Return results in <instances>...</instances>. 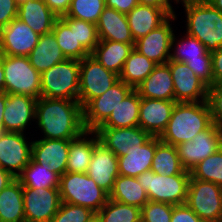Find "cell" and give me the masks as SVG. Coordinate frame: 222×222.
Masks as SVG:
<instances>
[{
    "mask_svg": "<svg viewBox=\"0 0 222 222\" xmlns=\"http://www.w3.org/2000/svg\"><path fill=\"white\" fill-rule=\"evenodd\" d=\"M106 7L113 8L120 13L128 14L136 5L139 0H105Z\"/></svg>",
    "mask_w": 222,
    "mask_h": 222,
    "instance_id": "c3c4849f",
    "label": "cell"
},
{
    "mask_svg": "<svg viewBox=\"0 0 222 222\" xmlns=\"http://www.w3.org/2000/svg\"><path fill=\"white\" fill-rule=\"evenodd\" d=\"M174 14V9H160L154 6L136 5L126 15L134 41L158 28Z\"/></svg>",
    "mask_w": 222,
    "mask_h": 222,
    "instance_id": "603a6c76",
    "label": "cell"
},
{
    "mask_svg": "<svg viewBox=\"0 0 222 222\" xmlns=\"http://www.w3.org/2000/svg\"><path fill=\"white\" fill-rule=\"evenodd\" d=\"M86 173L109 194L113 189L115 179L119 176L118 157L99 142L94 147Z\"/></svg>",
    "mask_w": 222,
    "mask_h": 222,
    "instance_id": "44dd1931",
    "label": "cell"
},
{
    "mask_svg": "<svg viewBox=\"0 0 222 222\" xmlns=\"http://www.w3.org/2000/svg\"><path fill=\"white\" fill-rule=\"evenodd\" d=\"M141 97L136 89H133L113 109L108 119L100 127L129 128L138 126L139 107Z\"/></svg>",
    "mask_w": 222,
    "mask_h": 222,
    "instance_id": "d6a6232c",
    "label": "cell"
},
{
    "mask_svg": "<svg viewBox=\"0 0 222 222\" xmlns=\"http://www.w3.org/2000/svg\"><path fill=\"white\" fill-rule=\"evenodd\" d=\"M190 175L166 176L153 171L143 172L137 177L146 191L148 200L170 205L185 204L187 200Z\"/></svg>",
    "mask_w": 222,
    "mask_h": 222,
    "instance_id": "8992f818",
    "label": "cell"
},
{
    "mask_svg": "<svg viewBox=\"0 0 222 222\" xmlns=\"http://www.w3.org/2000/svg\"><path fill=\"white\" fill-rule=\"evenodd\" d=\"M96 217L99 222H141V208L108 199Z\"/></svg>",
    "mask_w": 222,
    "mask_h": 222,
    "instance_id": "74e56055",
    "label": "cell"
},
{
    "mask_svg": "<svg viewBox=\"0 0 222 222\" xmlns=\"http://www.w3.org/2000/svg\"><path fill=\"white\" fill-rule=\"evenodd\" d=\"M80 60L66 59L41 74V97L78 101Z\"/></svg>",
    "mask_w": 222,
    "mask_h": 222,
    "instance_id": "5b68a950",
    "label": "cell"
},
{
    "mask_svg": "<svg viewBox=\"0 0 222 222\" xmlns=\"http://www.w3.org/2000/svg\"><path fill=\"white\" fill-rule=\"evenodd\" d=\"M222 147V129L212 123L198 133L192 141L176 146L182 167L191 171L199 162L211 156Z\"/></svg>",
    "mask_w": 222,
    "mask_h": 222,
    "instance_id": "8fae6325",
    "label": "cell"
},
{
    "mask_svg": "<svg viewBox=\"0 0 222 222\" xmlns=\"http://www.w3.org/2000/svg\"><path fill=\"white\" fill-rule=\"evenodd\" d=\"M26 222H51L61 204L59 188L23 187Z\"/></svg>",
    "mask_w": 222,
    "mask_h": 222,
    "instance_id": "4fadbf2b",
    "label": "cell"
},
{
    "mask_svg": "<svg viewBox=\"0 0 222 222\" xmlns=\"http://www.w3.org/2000/svg\"><path fill=\"white\" fill-rule=\"evenodd\" d=\"M35 120L44 139L71 140L86 131L79 101L40 97L36 101Z\"/></svg>",
    "mask_w": 222,
    "mask_h": 222,
    "instance_id": "6da1fadb",
    "label": "cell"
},
{
    "mask_svg": "<svg viewBox=\"0 0 222 222\" xmlns=\"http://www.w3.org/2000/svg\"><path fill=\"white\" fill-rule=\"evenodd\" d=\"M207 102L210 107L212 122L222 129V83L208 88Z\"/></svg>",
    "mask_w": 222,
    "mask_h": 222,
    "instance_id": "ee69618b",
    "label": "cell"
},
{
    "mask_svg": "<svg viewBox=\"0 0 222 222\" xmlns=\"http://www.w3.org/2000/svg\"><path fill=\"white\" fill-rule=\"evenodd\" d=\"M109 199L142 208L149 200L137 177L119 175L114 182Z\"/></svg>",
    "mask_w": 222,
    "mask_h": 222,
    "instance_id": "e575fe53",
    "label": "cell"
},
{
    "mask_svg": "<svg viewBox=\"0 0 222 222\" xmlns=\"http://www.w3.org/2000/svg\"><path fill=\"white\" fill-rule=\"evenodd\" d=\"M190 176L222 187V147L194 166L190 171Z\"/></svg>",
    "mask_w": 222,
    "mask_h": 222,
    "instance_id": "f35d334b",
    "label": "cell"
},
{
    "mask_svg": "<svg viewBox=\"0 0 222 222\" xmlns=\"http://www.w3.org/2000/svg\"><path fill=\"white\" fill-rule=\"evenodd\" d=\"M156 150V136H152L142 146L129 149L125 155L118 157V173L123 176L138 177L151 170Z\"/></svg>",
    "mask_w": 222,
    "mask_h": 222,
    "instance_id": "cb8c5ba5",
    "label": "cell"
},
{
    "mask_svg": "<svg viewBox=\"0 0 222 222\" xmlns=\"http://www.w3.org/2000/svg\"><path fill=\"white\" fill-rule=\"evenodd\" d=\"M17 5L21 4V3H24L26 0H15Z\"/></svg>",
    "mask_w": 222,
    "mask_h": 222,
    "instance_id": "6f0895ef",
    "label": "cell"
},
{
    "mask_svg": "<svg viewBox=\"0 0 222 222\" xmlns=\"http://www.w3.org/2000/svg\"><path fill=\"white\" fill-rule=\"evenodd\" d=\"M5 129L3 128V126H0V138L4 135L5 133Z\"/></svg>",
    "mask_w": 222,
    "mask_h": 222,
    "instance_id": "9f6ffc18",
    "label": "cell"
},
{
    "mask_svg": "<svg viewBox=\"0 0 222 222\" xmlns=\"http://www.w3.org/2000/svg\"><path fill=\"white\" fill-rule=\"evenodd\" d=\"M213 84L222 83V47L211 52Z\"/></svg>",
    "mask_w": 222,
    "mask_h": 222,
    "instance_id": "7dc6e473",
    "label": "cell"
},
{
    "mask_svg": "<svg viewBox=\"0 0 222 222\" xmlns=\"http://www.w3.org/2000/svg\"><path fill=\"white\" fill-rule=\"evenodd\" d=\"M40 35L18 18L0 30V51L7 56H25L38 44Z\"/></svg>",
    "mask_w": 222,
    "mask_h": 222,
    "instance_id": "e0dca14e",
    "label": "cell"
},
{
    "mask_svg": "<svg viewBox=\"0 0 222 222\" xmlns=\"http://www.w3.org/2000/svg\"><path fill=\"white\" fill-rule=\"evenodd\" d=\"M105 7V0H71L70 7L64 16L96 25Z\"/></svg>",
    "mask_w": 222,
    "mask_h": 222,
    "instance_id": "ab89813d",
    "label": "cell"
},
{
    "mask_svg": "<svg viewBox=\"0 0 222 222\" xmlns=\"http://www.w3.org/2000/svg\"><path fill=\"white\" fill-rule=\"evenodd\" d=\"M119 75L106 69L91 55L80 60V84L78 101L84 108L92 99L101 96Z\"/></svg>",
    "mask_w": 222,
    "mask_h": 222,
    "instance_id": "30bf717a",
    "label": "cell"
},
{
    "mask_svg": "<svg viewBox=\"0 0 222 222\" xmlns=\"http://www.w3.org/2000/svg\"><path fill=\"white\" fill-rule=\"evenodd\" d=\"M37 99L21 94H7L3 113V128L6 132L24 133L35 119ZM25 130V131H24Z\"/></svg>",
    "mask_w": 222,
    "mask_h": 222,
    "instance_id": "ffe728a7",
    "label": "cell"
},
{
    "mask_svg": "<svg viewBox=\"0 0 222 222\" xmlns=\"http://www.w3.org/2000/svg\"><path fill=\"white\" fill-rule=\"evenodd\" d=\"M133 90L122 80L115 82L101 96L92 99L83 108V123L86 130H97L110 116L113 109Z\"/></svg>",
    "mask_w": 222,
    "mask_h": 222,
    "instance_id": "7c38bea8",
    "label": "cell"
},
{
    "mask_svg": "<svg viewBox=\"0 0 222 222\" xmlns=\"http://www.w3.org/2000/svg\"><path fill=\"white\" fill-rule=\"evenodd\" d=\"M5 92L38 99L41 97V74L28 57L3 55Z\"/></svg>",
    "mask_w": 222,
    "mask_h": 222,
    "instance_id": "52a82bcc",
    "label": "cell"
},
{
    "mask_svg": "<svg viewBox=\"0 0 222 222\" xmlns=\"http://www.w3.org/2000/svg\"><path fill=\"white\" fill-rule=\"evenodd\" d=\"M32 144L24 133L5 132L0 138V166L15 178L29 164L32 156Z\"/></svg>",
    "mask_w": 222,
    "mask_h": 222,
    "instance_id": "5bb4252c",
    "label": "cell"
},
{
    "mask_svg": "<svg viewBox=\"0 0 222 222\" xmlns=\"http://www.w3.org/2000/svg\"><path fill=\"white\" fill-rule=\"evenodd\" d=\"M28 58L31 65L40 74L67 59L58 46L53 32L40 35L38 44L33 48Z\"/></svg>",
    "mask_w": 222,
    "mask_h": 222,
    "instance_id": "f546056e",
    "label": "cell"
},
{
    "mask_svg": "<svg viewBox=\"0 0 222 222\" xmlns=\"http://www.w3.org/2000/svg\"><path fill=\"white\" fill-rule=\"evenodd\" d=\"M0 222H26L23 186L17 179L0 192Z\"/></svg>",
    "mask_w": 222,
    "mask_h": 222,
    "instance_id": "1f68e13d",
    "label": "cell"
},
{
    "mask_svg": "<svg viewBox=\"0 0 222 222\" xmlns=\"http://www.w3.org/2000/svg\"><path fill=\"white\" fill-rule=\"evenodd\" d=\"M89 222H99L98 218L95 216L92 220H90Z\"/></svg>",
    "mask_w": 222,
    "mask_h": 222,
    "instance_id": "680465c9",
    "label": "cell"
},
{
    "mask_svg": "<svg viewBox=\"0 0 222 222\" xmlns=\"http://www.w3.org/2000/svg\"><path fill=\"white\" fill-rule=\"evenodd\" d=\"M156 65L152 60L133 49L125 60L119 79L133 89H136L153 71Z\"/></svg>",
    "mask_w": 222,
    "mask_h": 222,
    "instance_id": "8d00e7d4",
    "label": "cell"
},
{
    "mask_svg": "<svg viewBox=\"0 0 222 222\" xmlns=\"http://www.w3.org/2000/svg\"><path fill=\"white\" fill-rule=\"evenodd\" d=\"M52 32L58 46L67 59L82 60L90 54L82 47L74 33V18L60 16L54 24Z\"/></svg>",
    "mask_w": 222,
    "mask_h": 222,
    "instance_id": "4dcf8cb0",
    "label": "cell"
},
{
    "mask_svg": "<svg viewBox=\"0 0 222 222\" xmlns=\"http://www.w3.org/2000/svg\"><path fill=\"white\" fill-rule=\"evenodd\" d=\"M15 179L16 178L11 173L0 168V192Z\"/></svg>",
    "mask_w": 222,
    "mask_h": 222,
    "instance_id": "816d5d0a",
    "label": "cell"
},
{
    "mask_svg": "<svg viewBox=\"0 0 222 222\" xmlns=\"http://www.w3.org/2000/svg\"><path fill=\"white\" fill-rule=\"evenodd\" d=\"M175 104V100L141 98L138 126L151 136L160 137L168 125Z\"/></svg>",
    "mask_w": 222,
    "mask_h": 222,
    "instance_id": "d6986e66",
    "label": "cell"
},
{
    "mask_svg": "<svg viewBox=\"0 0 222 222\" xmlns=\"http://www.w3.org/2000/svg\"><path fill=\"white\" fill-rule=\"evenodd\" d=\"M182 37L178 40L174 34L171 46V51L174 52L171 53L170 60L186 63L208 87L212 86L211 52L197 38L188 34Z\"/></svg>",
    "mask_w": 222,
    "mask_h": 222,
    "instance_id": "ba28073f",
    "label": "cell"
},
{
    "mask_svg": "<svg viewBox=\"0 0 222 222\" xmlns=\"http://www.w3.org/2000/svg\"><path fill=\"white\" fill-rule=\"evenodd\" d=\"M58 16L65 15L70 7L71 0H43Z\"/></svg>",
    "mask_w": 222,
    "mask_h": 222,
    "instance_id": "681fc988",
    "label": "cell"
},
{
    "mask_svg": "<svg viewBox=\"0 0 222 222\" xmlns=\"http://www.w3.org/2000/svg\"><path fill=\"white\" fill-rule=\"evenodd\" d=\"M136 90L141 98L175 100L169 65L167 63L157 64Z\"/></svg>",
    "mask_w": 222,
    "mask_h": 222,
    "instance_id": "484cf974",
    "label": "cell"
},
{
    "mask_svg": "<svg viewBox=\"0 0 222 222\" xmlns=\"http://www.w3.org/2000/svg\"><path fill=\"white\" fill-rule=\"evenodd\" d=\"M61 202L80 205L97 213L108 201L109 194L87 173L66 172L60 176Z\"/></svg>",
    "mask_w": 222,
    "mask_h": 222,
    "instance_id": "277c9868",
    "label": "cell"
},
{
    "mask_svg": "<svg viewBox=\"0 0 222 222\" xmlns=\"http://www.w3.org/2000/svg\"><path fill=\"white\" fill-rule=\"evenodd\" d=\"M95 216L96 213L89 208L61 202L51 222H89Z\"/></svg>",
    "mask_w": 222,
    "mask_h": 222,
    "instance_id": "60d3db41",
    "label": "cell"
},
{
    "mask_svg": "<svg viewBox=\"0 0 222 222\" xmlns=\"http://www.w3.org/2000/svg\"><path fill=\"white\" fill-rule=\"evenodd\" d=\"M135 43H122L110 40H99V43L90 54L106 69L120 75L125 60L134 49Z\"/></svg>",
    "mask_w": 222,
    "mask_h": 222,
    "instance_id": "f1b7e54d",
    "label": "cell"
},
{
    "mask_svg": "<svg viewBox=\"0 0 222 222\" xmlns=\"http://www.w3.org/2000/svg\"><path fill=\"white\" fill-rule=\"evenodd\" d=\"M222 13V0H206Z\"/></svg>",
    "mask_w": 222,
    "mask_h": 222,
    "instance_id": "11a10c76",
    "label": "cell"
},
{
    "mask_svg": "<svg viewBox=\"0 0 222 222\" xmlns=\"http://www.w3.org/2000/svg\"><path fill=\"white\" fill-rule=\"evenodd\" d=\"M99 142L96 131L90 130H86L80 136L71 139L66 172L86 173L91 162L94 147Z\"/></svg>",
    "mask_w": 222,
    "mask_h": 222,
    "instance_id": "83f0119b",
    "label": "cell"
},
{
    "mask_svg": "<svg viewBox=\"0 0 222 222\" xmlns=\"http://www.w3.org/2000/svg\"><path fill=\"white\" fill-rule=\"evenodd\" d=\"M17 18L39 35L50 33L59 18L43 0H26L18 5Z\"/></svg>",
    "mask_w": 222,
    "mask_h": 222,
    "instance_id": "d4e9b609",
    "label": "cell"
},
{
    "mask_svg": "<svg viewBox=\"0 0 222 222\" xmlns=\"http://www.w3.org/2000/svg\"><path fill=\"white\" fill-rule=\"evenodd\" d=\"M212 123L207 101L176 102L168 125L159 138L164 143L178 146L192 141L198 133L206 130Z\"/></svg>",
    "mask_w": 222,
    "mask_h": 222,
    "instance_id": "7a4b0ae2",
    "label": "cell"
},
{
    "mask_svg": "<svg viewBox=\"0 0 222 222\" xmlns=\"http://www.w3.org/2000/svg\"><path fill=\"white\" fill-rule=\"evenodd\" d=\"M177 15L170 16L158 28L135 41L134 49L156 64H165L170 60L173 28L170 20L175 21ZM176 18V19H175Z\"/></svg>",
    "mask_w": 222,
    "mask_h": 222,
    "instance_id": "2e32d148",
    "label": "cell"
},
{
    "mask_svg": "<svg viewBox=\"0 0 222 222\" xmlns=\"http://www.w3.org/2000/svg\"><path fill=\"white\" fill-rule=\"evenodd\" d=\"M182 2V3H181ZM186 12V34L197 38L209 52L222 47V13L206 0H176Z\"/></svg>",
    "mask_w": 222,
    "mask_h": 222,
    "instance_id": "3957f363",
    "label": "cell"
},
{
    "mask_svg": "<svg viewBox=\"0 0 222 222\" xmlns=\"http://www.w3.org/2000/svg\"><path fill=\"white\" fill-rule=\"evenodd\" d=\"M99 40L135 43L126 14L105 7L96 24Z\"/></svg>",
    "mask_w": 222,
    "mask_h": 222,
    "instance_id": "4316f807",
    "label": "cell"
},
{
    "mask_svg": "<svg viewBox=\"0 0 222 222\" xmlns=\"http://www.w3.org/2000/svg\"><path fill=\"white\" fill-rule=\"evenodd\" d=\"M174 205L148 201L141 208V222H171Z\"/></svg>",
    "mask_w": 222,
    "mask_h": 222,
    "instance_id": "7bdbcfd3",
    "label": "cell"
},
{
    "mask_svg": "<svg viewBox=\"0 0 222 222\" xmlns=\"http://www.w3.org/2000/svg\"><path fill=\"white\" fill-rule=\"evenodd\" d=\"M16 179L23 187L29 188H59L60 181V177L51 171L49 165L32 159Z\"/></svg>",
    "mask_w": 222,
    "mask_h": 222,
    "instance_id": "d590c367",
    "label": "cell"
},
{
    "mask_svg": "<svg viewBox=\"0 0 222 222\" xmlns=\"http://www.w3.org/2000/svg\"><path fill=\"white\" fill-rule=\"evenodd\" d=\"M151 171L166 176L190 175V171L185 170L180 163L176 146L162 142L157 136Z\"/></svg>",
    "mask_w": 222,
    "mask_h": 222,
    "instance_id": "836d02e7",
    "label": "cell"
},
{
    "mask_svg": "<svg viewBox=\"0 0 222 222\" xmlns=\"http://www.w3.org/2000/svg\"><path fill=\"white\" fill-rule=\"evenodd\" d=\"M5 92V78L3 68V54L0 51V93Z\"/></svg>",
    "mask_w": 222,
    "mask_h": 222,
    "instance_id": "db71d44e",
    "label": "cell"
},
{
    "mask_svg": "<svg viewBox=\"0 0 222 222\" xmlns=\"http://www.w3.org/2000/svg\"><path fill=\"white\" fill-rule=\"evenodd\" d=\"M74 33L82 47L91 54L99 43L96 25L74 18Z\"/></svg>",
    "mask_w": 222,
    "mask_h": 222,
    "instance_id": "b9f144b4",
    "label": "cell"
},
{
    "mask_svg": "<svg viewBox=\"0 0 222 222\" xmlns=\"http://www.w3.org/2000/svg\"><path fill=\"white\" fill-rule=\"evenodd\" d=\"M176 102L207 101L208 86L186 63L169 60Z\"/></svg>",
    "mask_w": 222,
    "mask_h": 222,
    "instance_id": "9a60e30c",
    "label": "cell"
},
{
    "mask_svg": "<svg viewBox=\"0 0 222 222\" xmlns=\"http://www.w3.org/2000/svg\"><path fill=\"white\" fill-rule=\"evenodd\" d=\"M171 222H204L197 214L185 203L174 205Z\"/></svg>",
    "mask_w": 222,
    "mask_h": 222,
    "instance_id": "f6af8a7d",
    "label": "cell"
},
{
    "mask_svg": "<svg viewBox=\"0 0 222 222\" xmlns=\"http://www.w3.org/2000/svg\"><path fill=\"white\" fill-rule=\"evenodd\" d=\"M7 103V93H0V126H3V113Z\"/></svg>",
    "mask_w": 222,
    "mask_h": 222,
    "instance_id": "f5cc1de1",
    "label": "cell"
},
{
    "mask_svg": "<svg viewBox=\"0 0 222 222\" xmlns=\"http://www.w3.org/2000/svg\"><path fill=\"white\" fill-rule=\"evenodd\" d=\"M95 131L100 143L117 157L125 155L129 149L135 146H142L152 137L140 126L129 128L99 127Z\"/></svg>",
    "mask_w": 222,
    "mask_h": 222,
    "instance_id": "ac0fdd59",
    "label": "cell"
},
{
    "mask_svg": "<svg viewBox=\"0 0 222 222\" xmlns=\"http://www.w3.org/2000/svg\"><path fill=\"white\" fill-rule=\"evenodd\" d=\"M186 204L204 222H222V187L190 178Z\"/></svg>",
    "mask_w": 222,
    "mask_h": 222,
    "instance_id": "9c48e42d",
    "label": "cell"
},
{
    "mask_svg": "<svg viewBox=\"0 0 222 222\" xmlns=\"http://www.w3.org/2000/svg\"><path fill=\"white\" fill-rule=\"evenodd\" d=\"M17 11L15 0H0V30L17 18Z\"/></svg>",
    "mask_w": 222,
    "mask_h": 222,
    "instance_id": "bcb514c9",
    "label": "cell"
},
{
    "mask_svg": "<svg viewBox=\"0 0 222 222\" xmlns=\"http://www.w3.org/2000/svg\"><path fill=\"white\" fill-rule=\"evenodd\" d=\"M170 1L171 0H139V4L147 5V6H154L160 9H173V6Z\"/></svg>",
    "mask_w": 222,
    "mask_h": 222,
    "instance_id": "f907efd6",
    "label": "cell"
},
{
    "mask_svg": "<svg viewBox=\"0 0 222 222\" xmlns=\"http://www.w3.org/2000/svg\"><path fill=\"white\" fill-rule=\"evenodd\" d=\"M32 142L33 161L46 163L59 177L66 173L70 140L42 138Z\"/></svg>",
    "mask_w": 222,
    "mask_h": 222,
    "instance_id": "7402d4cb",
    "label": "cell"
}]
</instances>
